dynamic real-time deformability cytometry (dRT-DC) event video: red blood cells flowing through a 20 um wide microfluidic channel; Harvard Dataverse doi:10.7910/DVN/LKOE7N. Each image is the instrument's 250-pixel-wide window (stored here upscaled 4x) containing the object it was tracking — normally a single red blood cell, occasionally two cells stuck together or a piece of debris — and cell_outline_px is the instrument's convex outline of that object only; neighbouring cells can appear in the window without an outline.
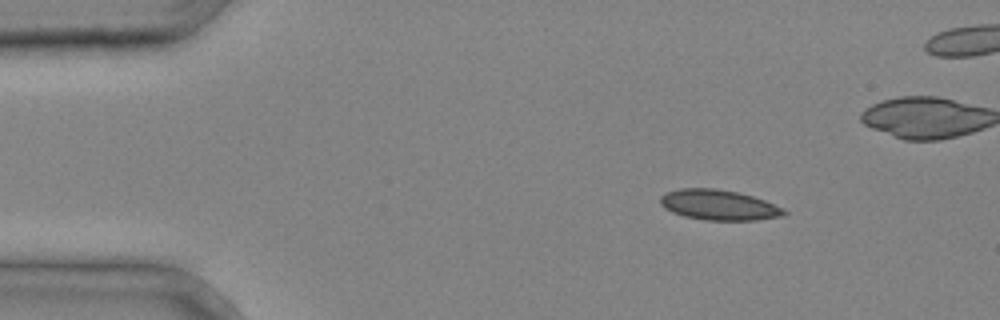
{"species": "common noctule bat (a hibernating species)", "species_latin": "Nyctalus noctula", "temperature_condition": "cold", "stored_images_in_passage": 4, "camera_frame_rate_fps": 3000, "um_per_image_px": 0.085, "animal": {"sex": "male", "body_mass_g": 20.4}, "frame": {"image": 1, "passage_image": 1, "time_ms": 0.0, "image_size_px": [1000, 320], "cell_outline_px": [[788, 212], [784, 216], [756, 220], [704, 220], [684, 216], [672, 212], [664, 208], [660, 204], [660, 196], [668, 192], [680, 188], [716, 188], [736, 192], [752, 196], [764, 200]], "centroid_in_image_um": [61.06, 17.42], "position_along_channel_um": 23.9, "area_um2": 21.73}}